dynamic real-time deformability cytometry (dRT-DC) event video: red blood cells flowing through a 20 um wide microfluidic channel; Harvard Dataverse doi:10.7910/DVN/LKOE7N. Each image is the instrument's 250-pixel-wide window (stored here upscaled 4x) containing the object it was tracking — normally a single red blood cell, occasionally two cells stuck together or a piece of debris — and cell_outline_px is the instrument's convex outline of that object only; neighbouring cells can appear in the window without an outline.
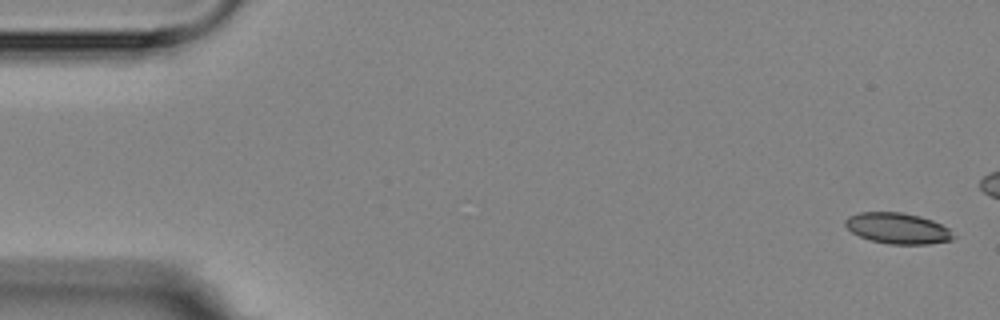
{"species": "Egyptian fruit bat (a non-hibernating species)", "species_latin": "Rousettus aegyptiacus", "temperature_condition": "room temperature", "stored_images_in_passage": 6, "camera_frame_rate_fps": 3000, "um_per_image_px": 0.085, "animal": {"sex": "female"}, "frame": {"image": 1, "passage_image": 1, "time_ms": 0.0, "image_size_px": [1000, 320], "cell_outline_px": [[956, 236], [952, 240], [928, 244], [888, 244], [872, 240], [860, 236], [852, 232], [844, 224], [844, 220], [848, 216], [860, 212], [900, 212], [920, 216], [932, 220], [948, 228]], "centroid_in_image_um": [76.31, 19.4], "position_along_channel_um": 8.7, "area_um2": 19.42}}